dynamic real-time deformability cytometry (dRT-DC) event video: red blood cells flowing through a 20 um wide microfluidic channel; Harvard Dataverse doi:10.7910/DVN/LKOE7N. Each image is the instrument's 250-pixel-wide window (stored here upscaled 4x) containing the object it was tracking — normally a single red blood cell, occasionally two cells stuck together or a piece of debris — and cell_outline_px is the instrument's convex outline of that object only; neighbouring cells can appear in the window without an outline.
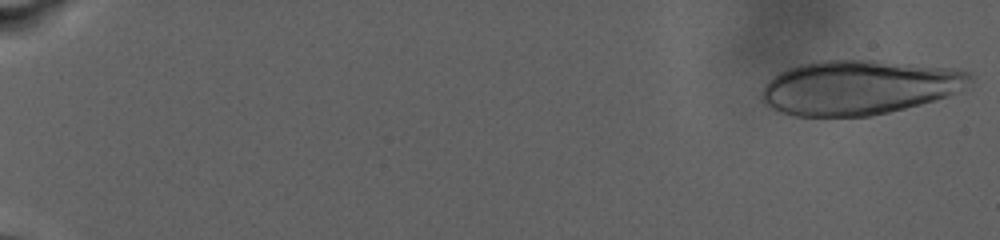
{"species": "human", "species_latin": "Homo sapiens", "temperature_condition": "warm", "stored_images_in_passage": 27, "camera_frame_rate_fps": 3000, "um_per_image_px": 0.085, "donor": {"sex": "male"}, "frame": {"image": 1, "passage_image": 2, "time_ms": 0.333, "image_size_px": [1000, 240], "cell_outline_px": [[976, 76], [960, 92], [936, 100], [872, 116], [792, 116], [768, 108], [760, 100], [760, 92], [764, 84], [768, 80], [780, 72], [788, 68], [800, 64], [820, 60], [876, 60], [956, 68], [968, 72]], "centroid_in_image_um": [73.01, 7.43], "position_along_channel_um": 12.0, "area_um2": 66.93}}
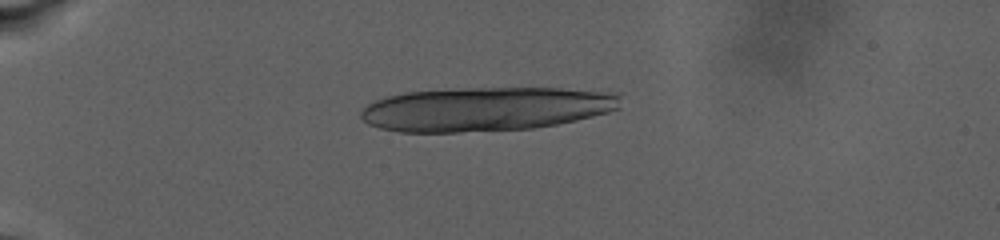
{"frame": {"image": 2, "passage_image": 16, "time_ms": 7.333, "image_size_px": [1000, 240], "cell_outline_px": [[620, 108], [608, 112], [576, 120], [556, 124], [532, 128], [460, 132], [400, 132], [380, 128], [368, 124], [360, 116], [360, 112], [372, 100], [404, 92], [460, 88], [560, 88], [620, 92]], "centroid_in_image_um": [41.29, 9.25], "position_along_channel_um": 43.7, "area_um2": 66.93}}